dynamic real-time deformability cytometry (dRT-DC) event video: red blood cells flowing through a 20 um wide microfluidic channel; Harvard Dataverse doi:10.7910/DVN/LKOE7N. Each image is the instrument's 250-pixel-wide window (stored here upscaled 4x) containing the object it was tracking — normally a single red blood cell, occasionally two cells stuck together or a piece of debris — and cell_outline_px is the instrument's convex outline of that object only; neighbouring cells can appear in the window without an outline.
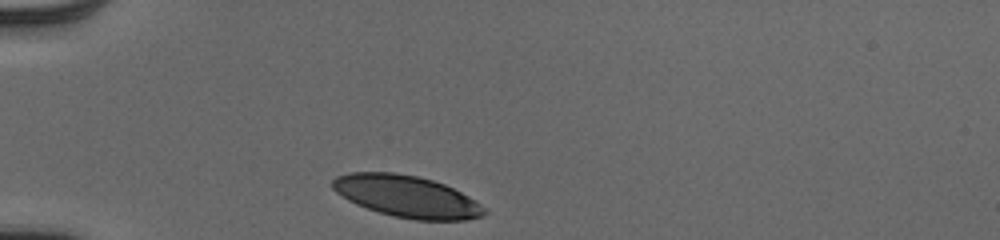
{"species": "human", "species_latin": "Homo sapiens", "temperature_condition": "cold", "stored_images_in_passage": 30, "camera_frame_rate_fps": 3000, "um_per_image_px": 0.085, "donor": {"sex": "male"}, "frame": {"image": 1, "passage_image": 1, "time_ms": 0.0, "image_size_px": [1000, 240], "cell_outline_px": [[488, 212], [484, 216], [464, 220], [416, 220], [392, 216], [356, 204], [348, 200], [336, 192], [332, 188], [332, 180], [336, 176], [348, 172], [392, 172], [416, 176], [432, 180], [444, 184], [476, 200]], "centroid_in_image_um": [34.57, 16.69], "position_along_channel_um": 50.4, "area_um2": 36.88}}
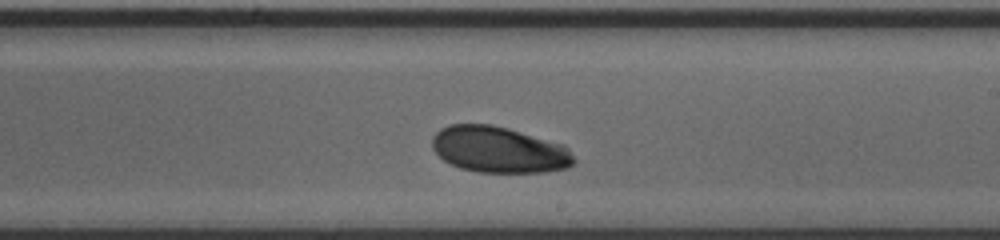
{"frame": {"image": 2, "passage_image": 18, "time_ms": 5.667, "image_size_px": [1000, 240], "cell_outline_px": [[576, 160], [568, 168], [548, 172], [476, 172], [460, 168], [444, 160], [432, 148], [432, 136], [440, 128], [448, 124], [492, 124], [508, 128], [564, 144], [568, 148]], "centroid_in_image_um": [42.42, 12.72], "position_along_channel_um": 246.6, "area_um2": 38.44}}
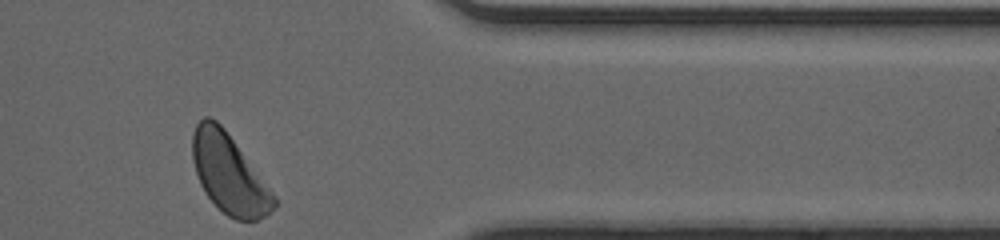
{"frame": {"image": 3, "passage_image": 30, "time_ms": 9.667, "image_size_px": [1000, 240], "cell_outline_px": [[276, 204], [264, 216], [256, 220], [236, 220], [228, 216], [204, 192], [200, 184], [192, 160], [192, 132], [196, 124], [204, 116], [208, 116], [216, 120], [224, 128], [276, 196]], "centroid_in_image_um": [19.44, 14.75], "position_along_channel_um": 392.0, "area_um2": 37.11}, "authors_computed_cell_mechanics": {"area_um2": 38.3214, "velocity_mm_per_s": 3.9582, "shape_relaxation_time_tau1_ms": 1.9731, "shape_relaxation_time_tau2_ms": null, "deformation_change_tau1": 0.0858, "deformation_change_tau2": null}}